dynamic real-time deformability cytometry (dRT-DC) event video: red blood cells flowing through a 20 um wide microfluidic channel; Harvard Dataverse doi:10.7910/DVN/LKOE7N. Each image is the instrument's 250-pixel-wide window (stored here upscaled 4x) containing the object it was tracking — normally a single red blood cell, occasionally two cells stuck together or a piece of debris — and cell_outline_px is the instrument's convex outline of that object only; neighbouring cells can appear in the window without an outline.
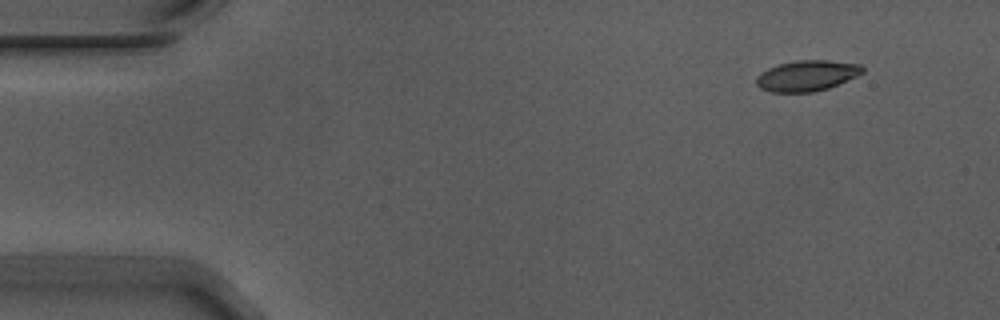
{"species": "Egyptian fruit bat (a non-hibernating species)", "species_latin": "Rousettus aegyptiacus", "temperature_condition": "warm", "stored_images_in_passage": 42, "camera_frame_rate_fps": 3000, "um_per_image_px": 0.085, "animal": {"sex": "male"}, "frame": {"image": 1, "passage_image": 1, "time_ms": 0.0, "image_size_px": [1000, 320], "cell_outline_px": [[864, 72], [856, 76], [828, 88], [812, 92], [772, 92], [760, 88], [756, 84], [756, 76], [760, 72], [776, 64], [796, 60], [828, 60], [860, 64], [864, 68]], "centroid_in_image_um": [68.55, 6.42], "position_along_channel_um": 16.4, "area_um2": 19.07}}
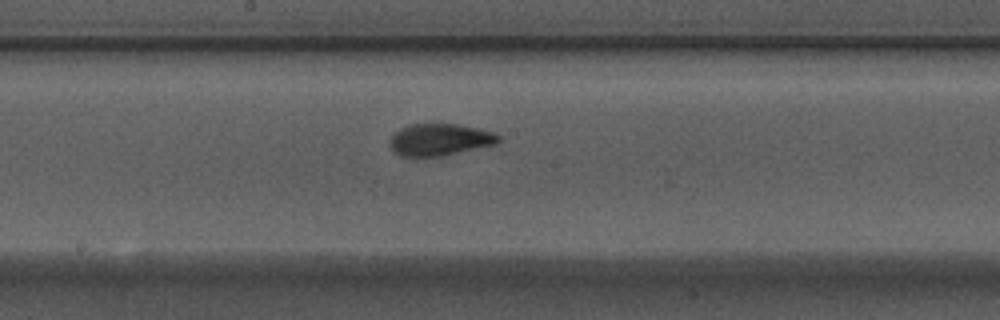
{"frame": {"image": 2, "passage_image": 25, "time_ms": 8.0, "image_size_px": [1000, 320], "cell_outline_px": [[500, 140], [496, 144], [440, 156], [400, 156], [388, 144], [388, 140], [400, 128], [408, 124], [456, 124], [476, 128], [492, 132], [500, 136]], "centroid_in_image_um": [37.35, 11.86], "position_along_channel_um": 210.9, "area_um2": 20.0}}
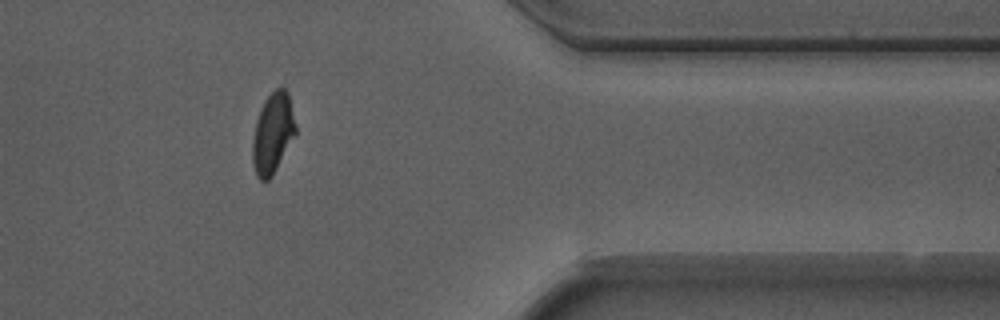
{"frame": {"image": 3, "passage_image": 41, "time_ms": 13.333, "image_size_px": [1000, 320], "cell_outline_px": [[296, 132], [272, 176], [268, 180], [260, 180], [256, 176], [252, 164], [252, 144], [256, 120], [264, 100], [280, 84], [288, 92], [296, 124]], "centroid_in_image_um": [23.17, 11.31], "position_along_channel_um": 388.2, "area_um2": 20.17}, "authors_computed_cell_mechanics": {"area_um2": 20.1722, "velocity_mm_per_s": 3.7164, "shape_relaxation_time_tau1_ms": 3.8552, "shape_relaxation_time_tau2_ms": 1.1287, "deformation_change_tau1": 0.1917, "deformation_change_tau2": 0.0591}}